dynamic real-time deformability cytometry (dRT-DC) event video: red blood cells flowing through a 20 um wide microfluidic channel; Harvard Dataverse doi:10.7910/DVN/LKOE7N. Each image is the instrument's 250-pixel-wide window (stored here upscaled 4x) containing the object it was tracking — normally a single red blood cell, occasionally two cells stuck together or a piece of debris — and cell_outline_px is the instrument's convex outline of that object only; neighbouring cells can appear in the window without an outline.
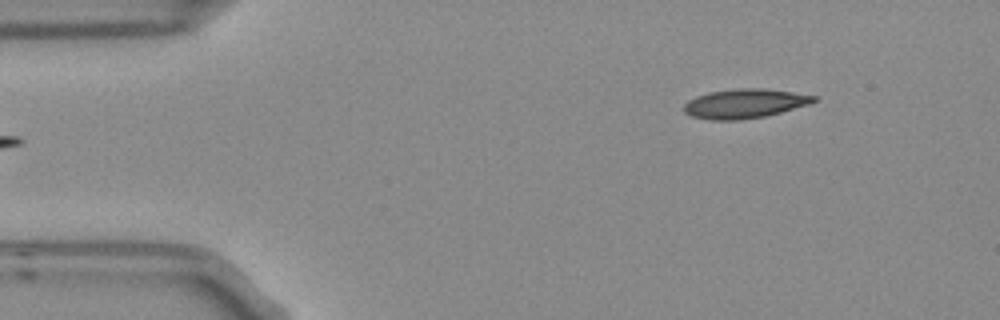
{"species": "Egyptian fruit bat (a non-hibernating species)", "species_latin": "Rousettus aegyptiacus", "temperature_condition": "room temperature", "stored_images_in_passage": 6, "segment_of_instrument_passage": [2, 2], "camera_frame_rate_fps": 3000, "um_per_image_px": 0.085, "frame": {"image": 1, "passage_image": 6, "time_ms": 1.667, "image_size_px": [1000, 320], "cell_outline_px": [[820, 100], [808, 104], [780, 112], [764, 116], [740, 120], [708, 120], [692, 116], [684, 112], [684, 104], [688, 100], [696, 96], [708, 92], [740, 88], [760, 88], [792, 92], [816, 96]], "centroid_in_image_um": [63.27, 8.8], "position_along_channel_um": 21.7, "area_um2": 22.08}}